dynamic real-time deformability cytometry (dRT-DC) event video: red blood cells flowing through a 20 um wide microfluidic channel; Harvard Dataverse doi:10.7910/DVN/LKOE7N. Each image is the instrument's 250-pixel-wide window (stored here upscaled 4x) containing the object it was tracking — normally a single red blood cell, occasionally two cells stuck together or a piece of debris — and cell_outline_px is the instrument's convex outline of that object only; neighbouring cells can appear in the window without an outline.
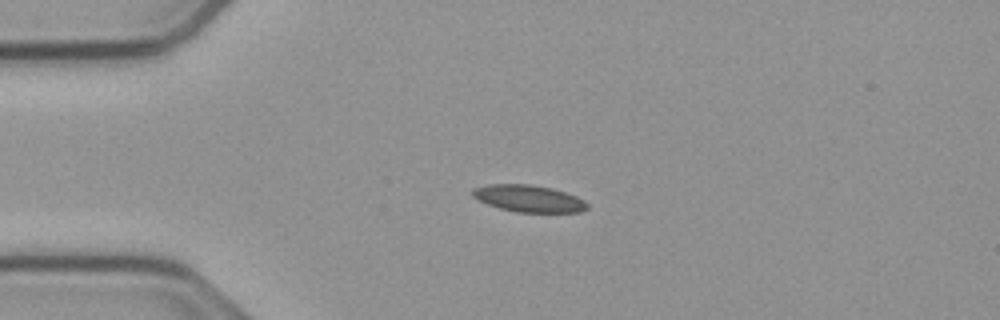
{"species": "common noctule bat (a hibernating species)", "species_latin": "Nyctalus noctula", "temperature_condition": "cold", "stored_images_in_passage": 42, "camera_frame_rate_fps": 3000, "um_per_image_px": 0.085, "animal": {"sex": "male", "body_mass_g": 23.1, "forearm_length_mm": 52.7}, "frame": {"image": 1, "passage_image": 1, "time_ms": 0.0, "image_size_px": [1000, 320], "cell_outline_px": [[588, 208], [580, 212], [516, 212], [500, 208], [488, 204], [472, 196], [472, 188], [488, 184], [528, 184], [552, 188], [576, 196], [584, 200], [588, 204]], "centroid_in_image_um": [44.94, 16.87], "position_along_channel_um": 40.1, "area_um2": 17.92}}
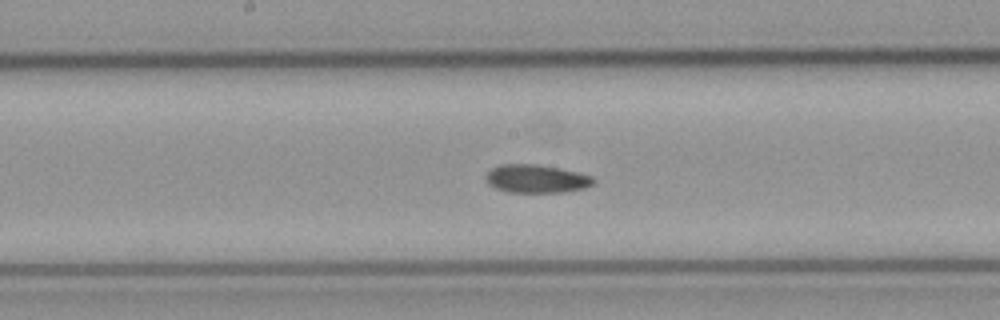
{"frame": {"image": 2, "passage_image": 16, "time_ms": 5.0, "image_size_px": [1000, 320], "cell_outline_px": [[596, 184], [584, 188], [564, 192], [508, 192], [496, 188], [488, 184], [484, 176], [492, 168], [500, 164], [540, 164], [560, 168], [592, 176], [596, 180]], "centroid_in_image_um": [45.6, 15.19], "position_along_channel_um": 202.6, "area_um2": 17.86}}
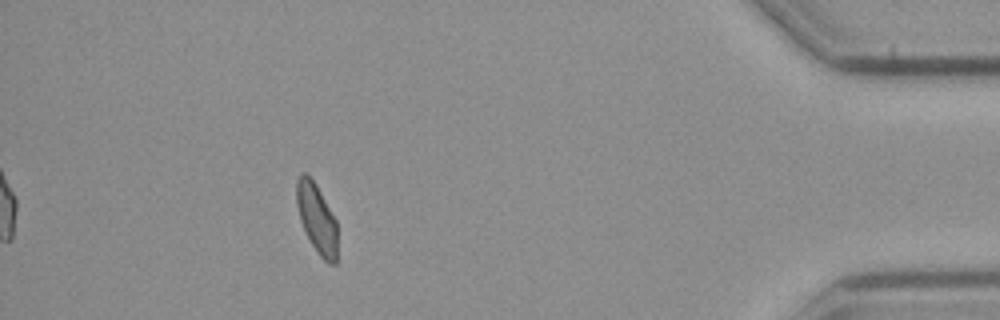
{"frame": {"image": 3, "passage_image": 37, "time_ms": 12.0, "image_size_px": [1000, 320], "cell_outline_px": [[336, 264], [328, 264], [320, 256], [304, 232], [300, 220], [296, 204], [296, 180], [300, 172], [304, 172], [316, 184], [336, 220]], "centroid_in_image_um": [26.89, 18.55], "position_along_channel_um": 408.3, "area_um2": 16.47}, "authors_computed_cell_mechanics": {"area_um2": 17.5712, "velocity_mm_per_s": 3.7795, "shape_relaxation_time_tau1_ms": null, "shape_relaxation_time_tau2_ms": 5.6725, "deformation_change_tau1": null, "deformation_change_tau2": 0.1127}}